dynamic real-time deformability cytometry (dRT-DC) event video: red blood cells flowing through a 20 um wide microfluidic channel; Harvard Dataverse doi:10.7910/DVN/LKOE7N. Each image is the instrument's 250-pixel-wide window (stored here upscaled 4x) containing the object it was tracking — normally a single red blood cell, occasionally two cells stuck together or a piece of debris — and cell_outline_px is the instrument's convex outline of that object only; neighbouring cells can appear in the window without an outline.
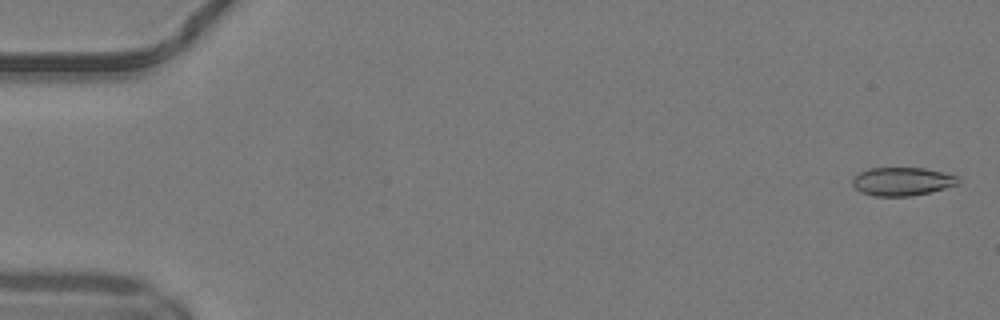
{"species": "common noctule bat (a hibernating species)", "species_latin": "Nyctalus noctula", "temperature_condition": "warm", "stored_images_in_passage": 51, "camera_frame_rate_fps": 3000, "um_per_image_px": 0.085, "animal": {"sex": "male", "body_mass_g": 19.2, "forearm_length_mm": 51.8}, "frame": {"image": 1, "passage_image": 2, "time_ms": 0.333, "image_size_px": [1000, 320], "cell_outline_px": [[960, 184], [912, 196], [876, 196], [860, 192], [852, 184], [852, 176], [868, 168], [924, 168], [944, 172], [956, 176], [960, 180]], "centroid_in_image_um": [76.66, 15.42], "position_along_channel_um": 8.3, "area_um2": 17.51}}
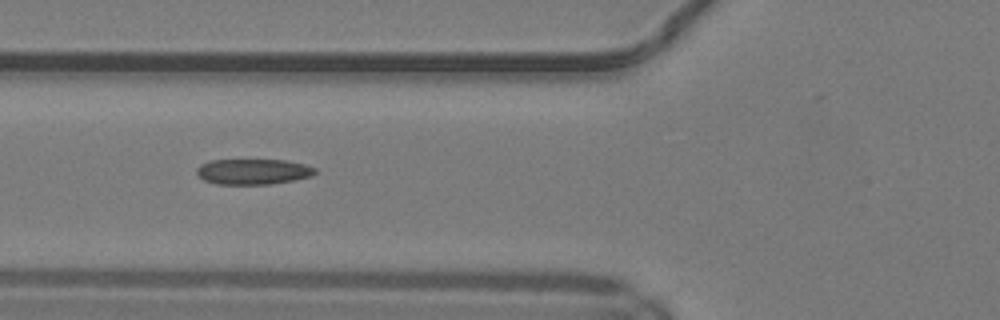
{"frame": {"image": 2, "passage_image": 20, "time_ms": 6.333, "image_size_px": [1000, 320], "cell_outline_px": [[316, 172], [312, 176], [296, 180], [268, 184], [216, 184], [204, 180], [196, 172], [196, 168], [200, 164], [212, 160], [288, 160], [304, 164], [316, 168]], "centroid_in_image_um": [21.53, 14.58], "position_along_channel_um": 104.3, "area_um2": 17.69}}
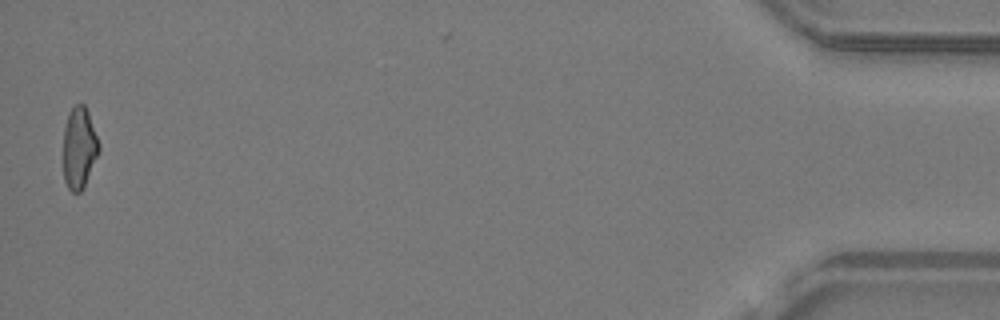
{"frame": {"image": 3, "passage_image": 50, "time_ms": 16.333, "image_size_px": [1000, 320], "cell_outline_px": [[100, 148], [84, 188], [80, 192], [72, 192], [68, 188], [64, 180], [64, 128], [68, 112], [76, 104], [84, 104], [88, 112], [100, 144]], "centroid_in_image_um": [6.73, 12.57], "position_along_channel_um": 428.5, "area_um2": 16.88}, "authors_computed_cell_mechanics": {"area_um2": 17.8024, "velocity_mm_per_s": 4.1813, "shape_relaxation_time_tau1_ms": null, "shape_relaxation_time_tau2_ms": 2.5847, "deformation_change_tau1": null, "deformation_change_tau2": 0.1021}}